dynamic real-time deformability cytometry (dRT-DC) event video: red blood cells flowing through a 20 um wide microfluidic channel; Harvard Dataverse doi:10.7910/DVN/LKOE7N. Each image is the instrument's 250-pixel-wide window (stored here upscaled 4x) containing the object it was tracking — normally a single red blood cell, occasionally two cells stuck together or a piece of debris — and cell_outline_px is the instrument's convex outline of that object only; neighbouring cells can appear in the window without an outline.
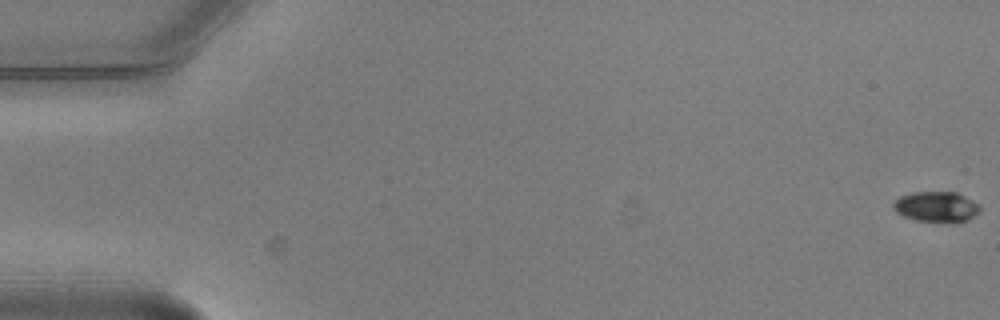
{"species": "common noctule bat (a hibernating species)", "species_latin": "Nyctalus noctula", "temperature_condition": "warm", "stored_images_in_passage": 6, "camera_frame_rate_fps": 3000, "um_per_image_px": 0.085, "animal": {"sex": "male", "body_mass_g": 20.5, "forearm_length_mm": 52.5}, "frame": {"image": 1, "passage_image": 1, "time_ms": 0.0, "image_size_px": [1000, 320], "cell_outline_px": [[980, 212], [968, 220], [916, 220], [904, 216], [896, 212], [892, 208], [892, 204], [900, 196], [912, 192], [956, 192], [980, 204]], "centroid_in_image_um": [79.58, 17.54], "position_along_channel_um": 5.4, "area_um2": 14.97}}
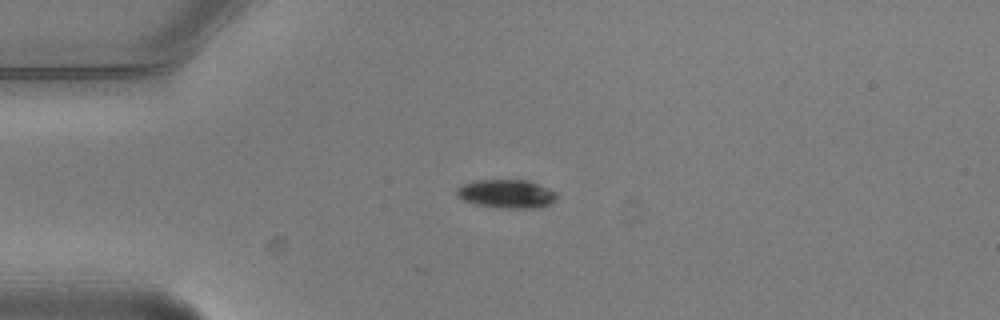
{"frame": {"image": 2, "passage_image": 5, "time_ms": 1.333, "image_size_px": [1000, 320], "cell_outline_px": [[556, 200], [552, 204], [540, 208], [500, 208], [472, 204], [456, 196], [456, 188], [464, 184], [476, 180], [528, 180], [548, 188], [556, 192]], "centroid_in_image_um": [43.06, 16.49], "position_along_channel_um": 41.9, "area_um2": 16.88}}